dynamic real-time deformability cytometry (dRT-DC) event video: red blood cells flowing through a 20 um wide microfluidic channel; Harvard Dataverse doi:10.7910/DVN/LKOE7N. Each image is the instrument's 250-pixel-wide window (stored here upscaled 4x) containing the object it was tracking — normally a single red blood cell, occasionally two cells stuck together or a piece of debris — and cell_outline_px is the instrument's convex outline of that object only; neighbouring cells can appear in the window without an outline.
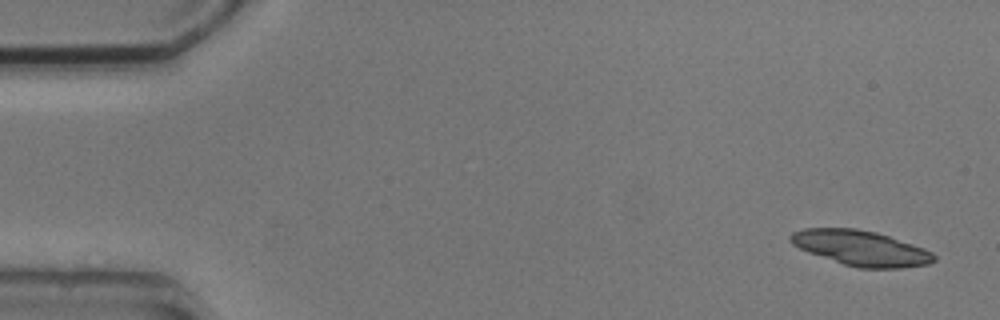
{"species": "common noctule bat (a hibernating species)", "species_latin": "Nyctalus noctula", "temperature_condition": "cold", "stored_images_in_passage": 2, "camera_frame_rate_fps": 3000, "um_per_image_px": 0.085, "animal": {"sex": "male", "body_mass_g": 20.5, "forearm_length_mm": 52.5}, "frame": {"image": 1, "passage_image": 2, "time_ms": 2.0, "image_size_px": [1000, 320], "cell_outline_px": [[936, 260], [928, 264], [900, 268], [856, 268], [808, 252], [792, 244], [788, 240], [788, 236], [792, 232], [804, 228], [856, 228], [876, 232], [924, 248], [932, 252], [936, 256]], "centroid_in_image_um": [73.15, 21.08], "position_along_channel_um": 11.8, "area_um2": 29.36}}